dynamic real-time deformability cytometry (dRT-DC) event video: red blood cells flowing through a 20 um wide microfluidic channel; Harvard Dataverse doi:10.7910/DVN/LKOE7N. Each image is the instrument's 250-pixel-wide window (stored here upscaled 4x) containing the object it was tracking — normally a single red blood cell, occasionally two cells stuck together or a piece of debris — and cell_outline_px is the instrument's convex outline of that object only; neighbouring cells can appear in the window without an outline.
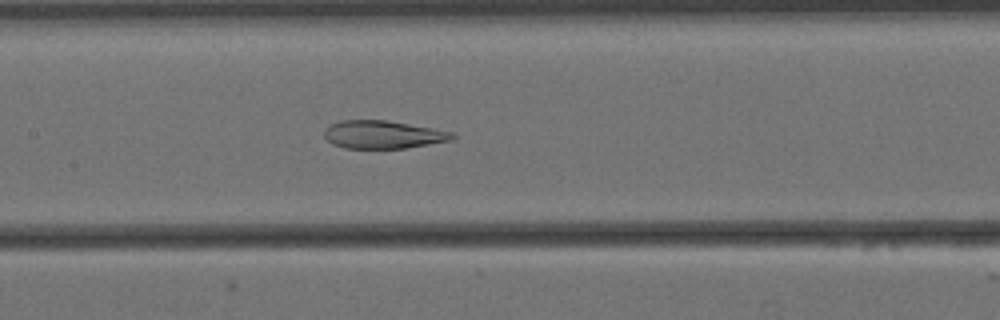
{"species": "Egyptian fruit bat (a non-hibernating species)", "species_latin": "Rousettus aegyptiacus", "temperature_condition": "cold", "stored_images_in_passage": 57, "camera_frame_rate_fps": 3000, "um_per_image_px": 0.085, "animal": {"sex": "female"}, "frame": {"image": 1, "passage_image": 26, "time_ms": 8.333, "image_size_px": [1000, 320], "cell_outline_px": [[456, 136], [452, 140], [408, 148], [344, 148], [332, 144], [324, 136], [324, 132], [332, 124], [340, 120], [384, 120], [432, 128], [452, 132]], "centroid_in_image_um": [32.56, 11.45], "position_along_channel_um": 174.8, "area_um2": 20.69}}
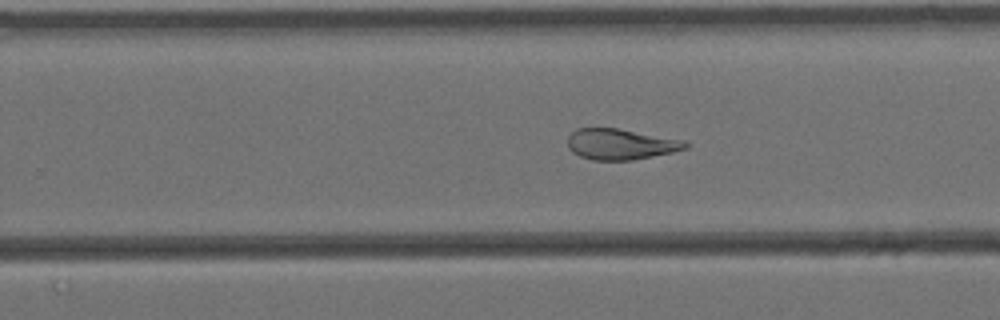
{"frame": {"image": 2, "passage_image": 35, "time_ms": 11.333, "image_size_px": [1000, 320], "cell_outline_px": [[688, 148], [672, 152], [632, 160], [592, 160], [580, 156], [572, 152], [568, 148], [568, 136], [576, 128], [616, 128], [688, 140]], "centroid_in_image_um": [52.77, 12.25], "position_along_channel_um": 277.0, "area_um2": 21.27}}
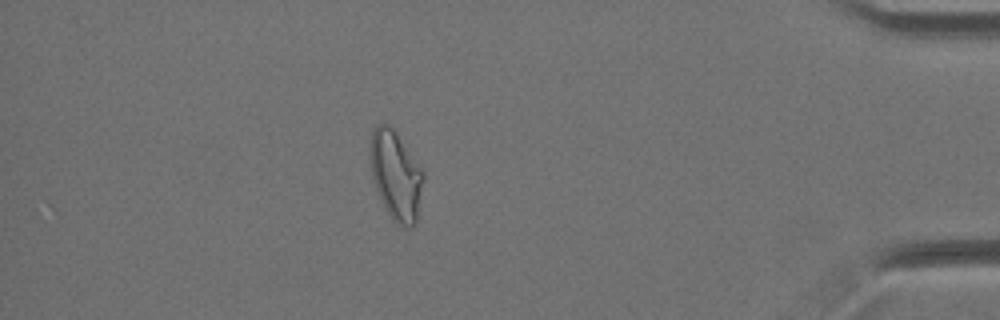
{"frame": {"image": 3, "passage_image": 50, "time_ms": 16.333, "image_size_px": [1000, 320], "cell_outline_px": [[424, 180], [416, 224], [408, 228], [396, 224], [388, 216], [380, 200], [372, 180], [368, 156], [368, 148], [372, 128], [376, 124], [388, 124], [392, 128], [424, 172]], "centroid_in_image_um": [33.6, 14.94], "position_along_channel_um": 401.6, "area_um2": 28.21}, "authors_computed_cell_mechanics": {"area_um2": 26.588, "velocity_mm_per_s": 3.4348, "shape_relaxation_time_tau1_ms": null, "shape_relaxation_time_tau2_ms": 2.91, "deformation_change_tau1": null, "deformation_change_tau2": 0.0945}}